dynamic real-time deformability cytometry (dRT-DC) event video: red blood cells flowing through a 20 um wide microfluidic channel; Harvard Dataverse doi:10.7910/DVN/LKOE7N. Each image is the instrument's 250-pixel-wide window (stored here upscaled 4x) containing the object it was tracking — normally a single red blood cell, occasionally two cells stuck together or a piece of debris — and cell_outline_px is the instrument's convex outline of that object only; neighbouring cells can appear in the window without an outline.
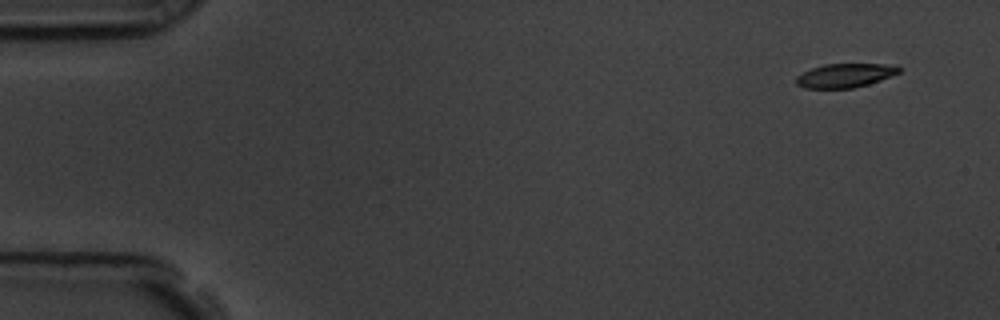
{"species": "common noctule bat (a hibernating species)", "species_latin": "Nyctalus noctula", "temperature_condition": "room temperature", "stored_images_in_passage": 54, "camera_frame_rate_fps": 3000, "um_per_image_px": 0.085, "animal": {"sex": "male", "body_mass_g": 19.5, "forearm_length_mm": 54.6}, "frame": {"image": 1, "passage_image": 1, "time_ms": 0.0, "image_size_px": [1000, 320], "cell_outline_px": [[900, 72], [880, 80], [868, 84], [852, 88], [804, 88], [796, 84], [796, 76], [812, 68], [824, 64], [884, 64], [900, 68]], "centroid_in_image_um": [71.78, 6.42], "position_along_channel_um": 13.2, "area_um2": 14.1}}
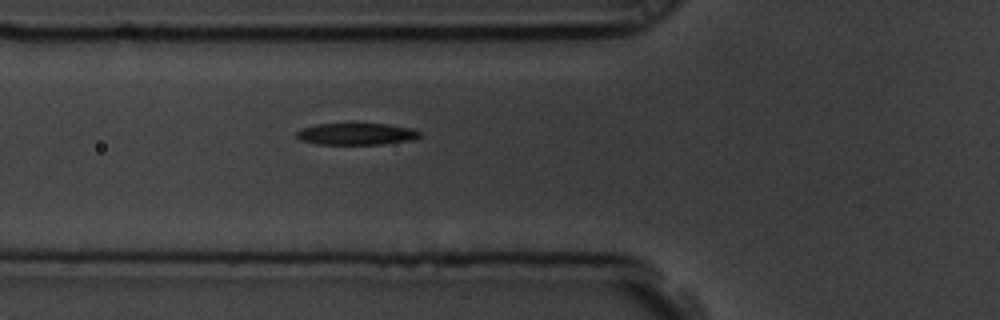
{"frame": {"image": 2, "passage_image": 18, "time_ms": 5.667, "image_size_px": [1000, 320], "cell_outline_px": [[420, 136], [412, 140], [380, 144], [316, 144], [300, 140], [296, 136], [296, 132], [300, 128], [316, 124], [388, 124], [412, 128], [420, 132]], "centroid_in_image_um": [30.26, 11.38], "position_along_channel_um": 95.5, "area_um2": 15.61}}
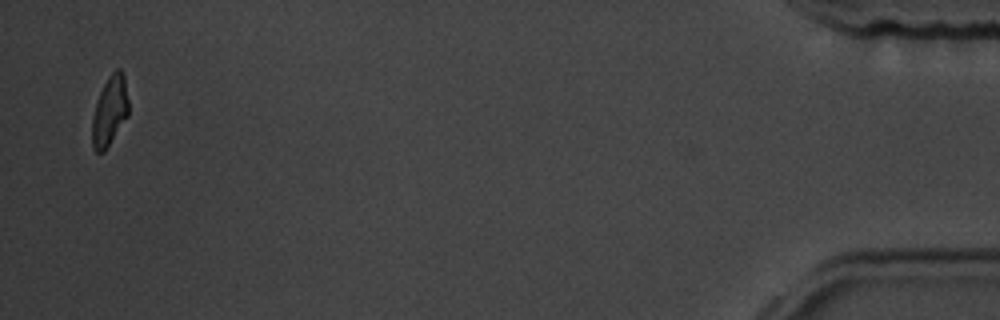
{"frame": {"image": 3, "passage_image": 53, "time_ms": 17.333, "image_size_px": [1000, 320], "cell_outline_px": [[128, 116], [104, 152], [96, 152], [92, 148], [92, 116], [100, 92], [108, 76], [116, 68], [120, 68], [124, 76], [128, 100]], "centroid_in_image_um": [9.32, 9.44], "position_along_channel_um": 425.9, "area_um2": 14.74}, "authors_computed_cell_mechanics": {"area_um2": 16.0106, "velocity_mm_per_s": 3.5936, "shape_relaxation_time_tau1_ms": 2.4302, "shape_relaxation_time_tau2_ms": 2.7819, "deformation_change_tau1": 0.1404, "deformation_change_tau2": 0.1035}}